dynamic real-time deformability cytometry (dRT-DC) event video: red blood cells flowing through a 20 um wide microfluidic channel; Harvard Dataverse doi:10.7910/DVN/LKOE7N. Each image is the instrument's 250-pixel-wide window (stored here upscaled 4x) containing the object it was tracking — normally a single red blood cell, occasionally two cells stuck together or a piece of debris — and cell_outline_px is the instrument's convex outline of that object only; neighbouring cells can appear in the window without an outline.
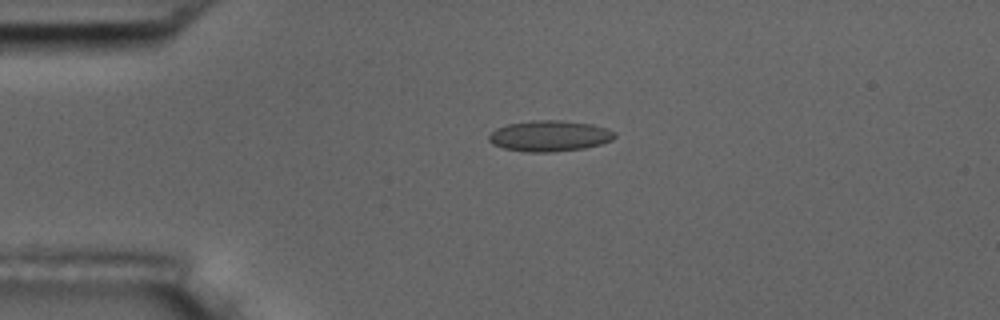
{"species": "common noctule bat (a hibernating species)", "species_latin": "Nyctalus noctula", "temperature_condition": "room temperature", "stored_images_in_passage": 6, "segment_of_instrument_passage": [1, 2], "camera_frame_rate_fps": 3000, "um_per_image_px": 0.085, "animal": {"sex": "male", "body_mass_g": 17.5, "forearm_length_mm": 52.3}, "frame": {"image": 1, "passage_image": 4, "time_ms": 3.333, "image_size_px": [1000, 320], "cell_outline_px": [[616, 136], [612, 140], [600, 144], [584, 148], [552, 152], [528, 152], [504, 148], [492, 144], [488, 140], [488, 136], [496, 128], [508, 124], [532, 120], [564, 120], [592, 124], [608, 128], [616, 132]], "centroid_in_image_um": [46.73, 11.55], "position_along_channel_um": 38.3, "area_um2": 22.77}}